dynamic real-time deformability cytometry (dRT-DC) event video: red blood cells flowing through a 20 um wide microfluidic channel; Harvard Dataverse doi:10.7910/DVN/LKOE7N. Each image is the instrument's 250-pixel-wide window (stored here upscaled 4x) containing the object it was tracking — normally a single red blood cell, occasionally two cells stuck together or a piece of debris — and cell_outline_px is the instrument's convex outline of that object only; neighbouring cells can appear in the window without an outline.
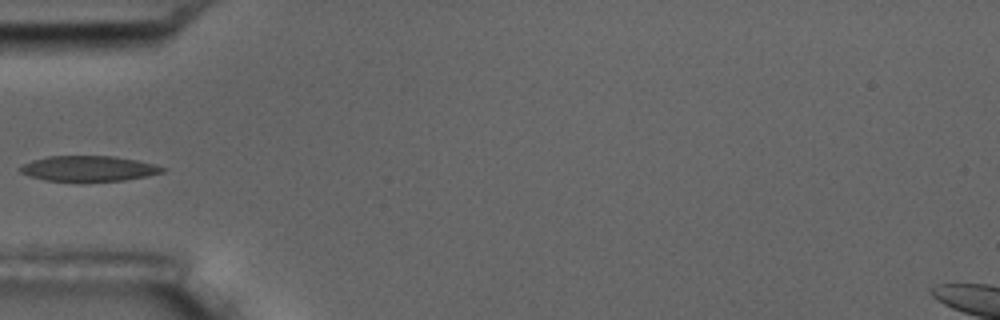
{"species": "common noctule bat (a hibernating species)", "species_latin": "Nyctalus noctula", "temperature_condition": "room temperature", "stored_images_in_passage": 12, "camera_frame_rate_fps": 3000, "um_per_image_px": 0.085, "animal": {"sex": "male", "body_mass_g": 17.5, "forearm_length_mm": 52.3}, "frame": {"image": 1, "passage_image": 1, "time_ms": 0.0, "image_size_px": [1000, 320], "cell_outline_px": [[168, 168], [164, 172], [148, 176], [124, 180], [44, 180], [28, 176], [20, 172], [20, 168], [24, 164], [32, 160], [48, 156], [112, 156], [136, 160], [156, 164]], "centroid_in_image_um": [7.57, 14.31], "position_along_channel_um": 77.4, "area_um2": 20.81}}
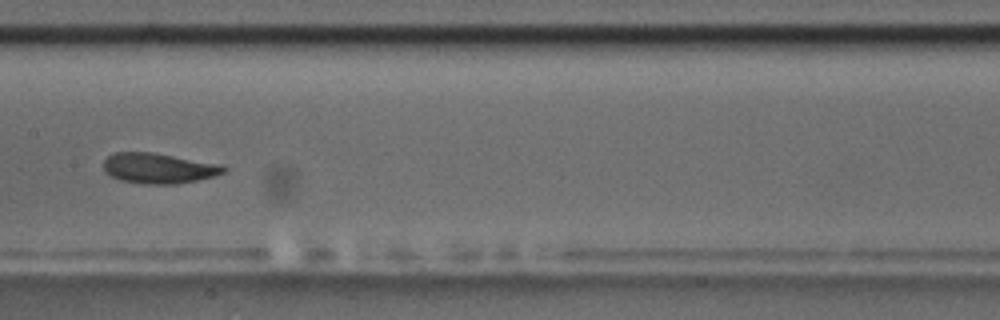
{"frame": {"image": 2, "passage_image": 4, "time_ms": 3.333, "image_size_px": [1000, 320], "cell_outline_px": [[228, 168], [224, 172], [212, 176], [196, 180], [176, 184], [140, 184], [120, 180], [104, 172], [104, 160], [112, 152], [152, 152], [220, 164]], "centroid_in_image_um": [13.44, 14.3], "position_along_channel_um": 194.0, "area_um2": 21.21}}
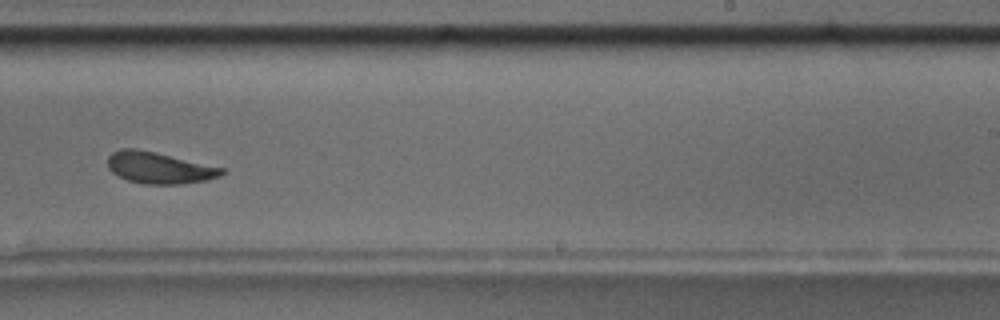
{"frame": {"image": 3, "passage_image": 6, "time_ms": 5.667, "image_size_px": [1000, 320], "cell_outline_px": [[228, 172], [220, 176], [208, 180], [180, 184], [144, 184], [128, 180], [112, 172], [108, 168], [108, 156], [112, 152], [120, 148], [136, 148], [156, 152], [224, 168]], "centroid_in_image_um": [13.55, 14.26], "position_along_channel_um": 275.5, "area_um2": 21.04}}